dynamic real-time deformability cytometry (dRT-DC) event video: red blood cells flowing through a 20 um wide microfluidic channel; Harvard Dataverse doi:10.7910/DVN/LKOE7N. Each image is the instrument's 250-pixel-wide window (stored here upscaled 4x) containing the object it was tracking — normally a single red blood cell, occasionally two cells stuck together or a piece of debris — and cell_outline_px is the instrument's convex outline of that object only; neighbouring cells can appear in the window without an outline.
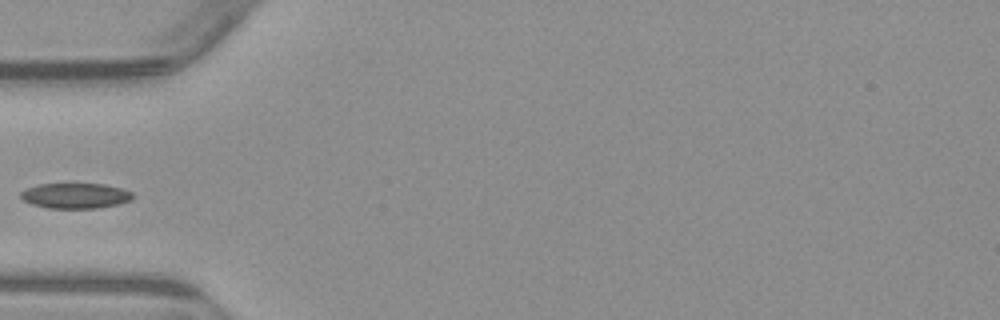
{"species": "common noctule bat (a hibernating species)", "species_latin": "Nyctalus noctula", "temperature_condition": "warm", "stored_images_in_passage": 5, "segment_of_instrument_passage": [2, 2], "camera_frame_rate_fps": 3000, "um_per_image_px": 0.085, "animal": {"sex": "male", "body_mass_g": 23.1, "forearm_length_mm": 52.7}, "frame": {"image": 1, "passage_image": 5, "time_ms": 4.667, "image_size_px": [1000, 320], "cell_outline_px": [[136, 196], [120, 204], [96, 208], [48, 208], [32, 204], [24, 200], [20, 196], [20, 192], [28, 188], [40, 184], [104, 184], [120, 188], [132, 192]], "centroid_in_image_um": [6.43, 16.64], "position_along_channel_um": 78.6, "area_um2": 16.42}}